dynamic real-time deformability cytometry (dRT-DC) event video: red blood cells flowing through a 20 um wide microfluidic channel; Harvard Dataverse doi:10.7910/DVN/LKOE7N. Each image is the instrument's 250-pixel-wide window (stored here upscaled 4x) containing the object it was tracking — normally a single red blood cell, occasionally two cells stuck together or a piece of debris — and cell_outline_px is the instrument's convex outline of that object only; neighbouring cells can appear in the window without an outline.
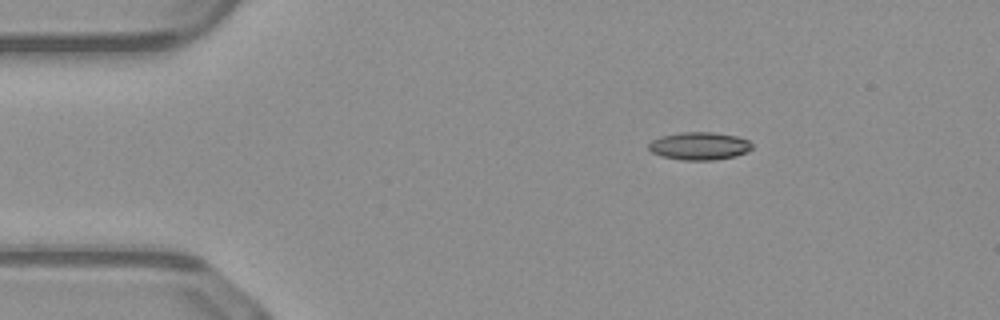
{"species": "common noctule bat (a hibernating species)", "species_latin": "Nyctalus noctula", "temperature_condition": "warm", "stored_images_in_passage": 43, "camera_frame_rate_fps": 3000, "um_per_image_px": 0.085, "animal": {"sex": "male", "body_mass_g": 23.1, "forearm_length_mm": 52.7}, "frame": {"image": 1, "passage_image": 1, "time_ms": 0.0, "image_size_px": [1000, 320], "cell_outline_px": [[752, 148], [748, 152], [736, 156], [712, 160], [680, 160], [664, 156], [652, 152], [648, 148], [648, 144], [652, 140], [660, 136], [680, 132], [712, 132], [736, 136], [748, 140], [752, 144]], "centroid_in_image_um": [59.45, 12.4], "position_along_channel_um": 25.5, "area_um2": 16.76}}
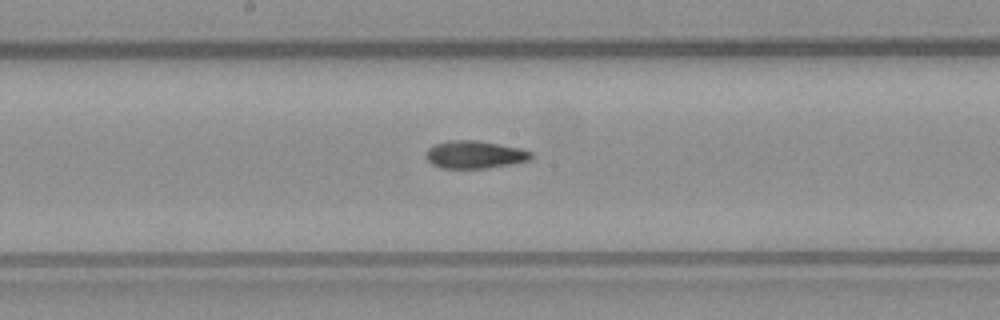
{"frame": {"image": 2, "passage_image": 19, "time_ms": 6.0, "image_size_px": [1000, 320], "cell_outline_px": [[532, 156], [528, 160], [512, 164], [484, 168], [440, 168], [432, 164], [424, 156], [424, 152], [428, 148], [436, 144], [448, 140], [476, 140], [520, 148], [532, 152]], "centroid_in_image_um": [40.3, 13.14], "position_along_channel_um": 207.9, "area_um2": 16.94}}
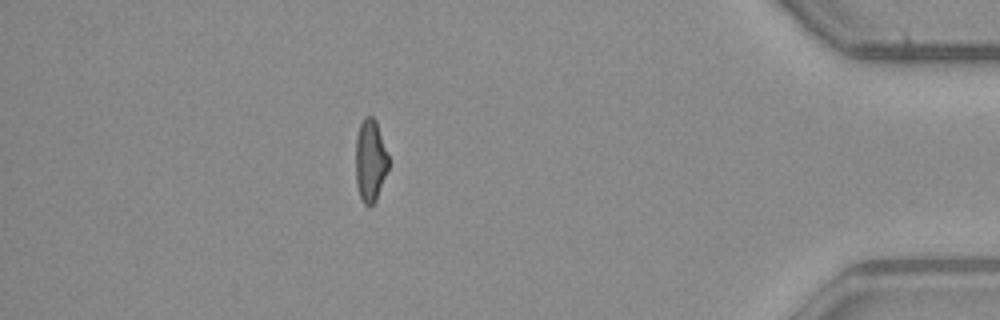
{"frame": {"image": 3, "passage_image": 37, "time_ms": 12.0, "image_size_px": [1000, 320], "cell_outline_px": [[388, 168], [376, 200], [372, 204], [364, 204], [360, 196], [356, 184], [356, 136], [360, 124], [364, 116], [372, 116], [376, 120], [388, 156]], "centroid_in_image_um": [31.46, 13.62], "position_along_channel_um": 403.7, "area_um2": 15.55}, "authors_computed_cell_mechanics": {"area_um2": 16.9932, "velocity_mm_per_s": 4.1095, "shape_relaxation_time_tau1_ms": 6.12, "shape_relaxation_time_tau2_ms": 2.4965, "deformation_change_tau1": 0.1623, "deformation_change_tau2": 0.0963}}